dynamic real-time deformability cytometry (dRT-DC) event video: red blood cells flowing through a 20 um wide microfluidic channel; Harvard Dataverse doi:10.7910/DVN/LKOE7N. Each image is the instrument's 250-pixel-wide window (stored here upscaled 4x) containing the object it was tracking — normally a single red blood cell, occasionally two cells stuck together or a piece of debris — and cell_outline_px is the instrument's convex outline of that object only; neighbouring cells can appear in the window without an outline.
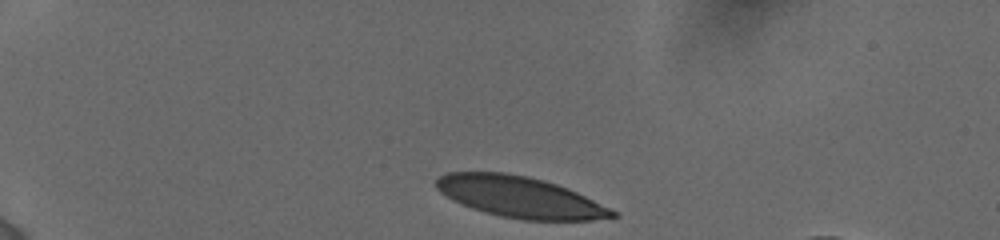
{"species": "human", "species_latin": "Homo sapiens", "temperature_condition": "cold", "stored_images_in_passage": 10, "camera_frame_rate_fps": 3000, "um_per_image_px": 0.085, "donor": {"sex": "female"}, "frame": {"image": 1, "passage_image": 1, "time_ms": 0.0, "image_size_px": [1000, 240], "cell_outline_px": [[620, 216], [592, 220], [524, 220], [500, 216], [484, 212], [472, 208], [440, 192], [436, 188], [436, 180], [440, 176], [448, 172], [504, 172], [528, 176], [544, 180], [568, 188], [616, 212]], "centroid_in_image_um": [44.19, 16.74], "position_along_channel_um": 40.8, "area_um2": 41.67}}
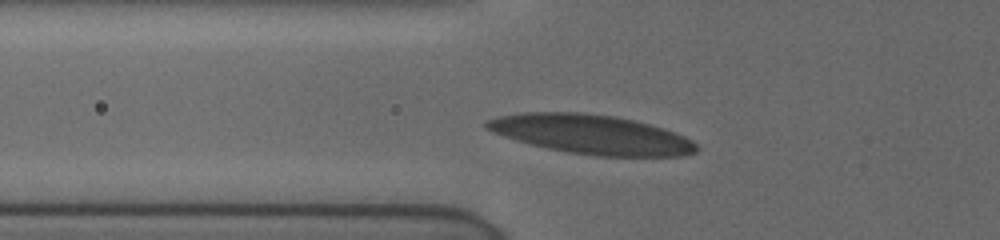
{"frame": {"image": 2, "passage_image": 9, "time_ms": 2.667, "image_size_px": [1000, 240], "cell_outline_px": [[700, 148], [696, 152], [684, 156], [596, 156], [568, 152], [548, 148], [516, 140], [492, 132], [484, 128], [484, 120], [496, 116], [524, 112], [580, 112], [612, 116], [632, 120], [664, 128], [684, 136], [692, 140]], "centroid_in_image_um": [50.24, 11.42], "position_along_channel_um": 75.6, "area_um2": 48.03}}